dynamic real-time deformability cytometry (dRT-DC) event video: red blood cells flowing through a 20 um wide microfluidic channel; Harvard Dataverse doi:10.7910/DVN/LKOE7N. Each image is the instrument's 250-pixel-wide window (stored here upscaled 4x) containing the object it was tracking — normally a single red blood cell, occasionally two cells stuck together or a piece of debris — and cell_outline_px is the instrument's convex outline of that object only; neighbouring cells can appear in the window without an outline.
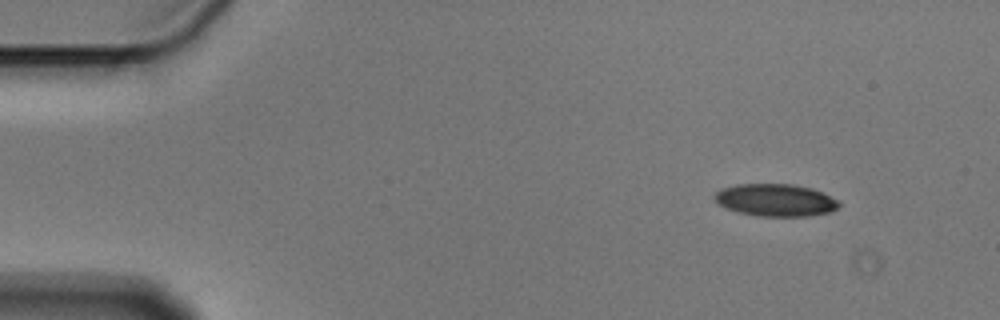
{"species": "Egyptian fruit bat (a non-hibernating species)", "species_latin": "Rousettus aegyptiacus", "temperature_condition": "cold", "stored_images_in_passage": 3, "camera_frame_rate_fps": 3000, "um_per_image_px": 0.085, "animal": {"sex": "male"}, "frame": {"image": 1, "passage_image": 1, "time_ms": 0.0, "image_size_px": [1000, 320], "cell_outline_px": [[840, 204], [832, 212], [808, 216], [760, 216], [740, 212], [724, 208], [712, 196], [720, 188], [736, 184], [792, 184], [812, 188], [840, 200]], "centroid_in_image_um": [65.93, 17.0], "position_along_channel_um": 19.1, "area_um2": 23.58}}
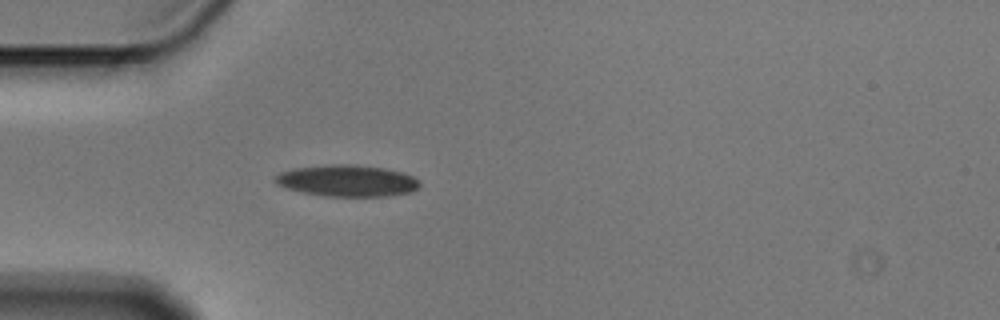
{"frame": {"image": 2, "passage_image": 3, "time_ms": 0.667, "image_size_px": [1000, 320], "cell_outline_px": [[420, 184], [412, 192], [388, 196], [324, 196], [304, 192], [288, 188], [276, 184], [272, 180], [272, 176], [280, 172], [296, 168], [332, 164], [356, 164], [384, 168], [400, 172], [412, 176], [420, 180]], "centroid_in_image_um": [29.49, 15.36], "position_along_channel_um": 55.5, "area_um2": 26.59}}